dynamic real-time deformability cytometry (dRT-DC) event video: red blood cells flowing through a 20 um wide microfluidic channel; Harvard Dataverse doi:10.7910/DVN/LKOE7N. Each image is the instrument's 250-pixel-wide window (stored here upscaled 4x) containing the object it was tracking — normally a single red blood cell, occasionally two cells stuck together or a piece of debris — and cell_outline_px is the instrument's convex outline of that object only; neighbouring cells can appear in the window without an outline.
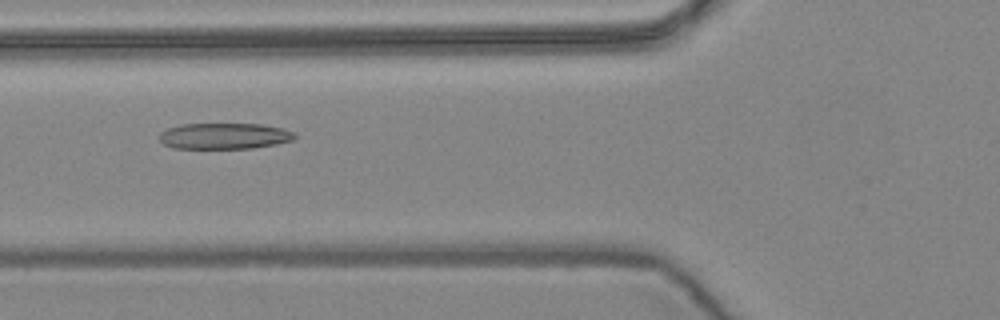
{"species": "common noctule bat (a hibernating species)", "species_latin": "Nyctalus noctula", "temperature_condition": "warm", "stored_images_in_passage": 6, "camera_frame_rate_fps": 3000, "um_per_image_px": 0.085, "animal": {"sex": "female", "body_mass_g": 24.6, "forearm_length_mm": 56.2}, "frame": {"image": 1, "passage_image": 3, "time_ms": 0.667, "image_size_px": [1000, 320], "cell_outline_px": [[296, 136], [292, 140], [276, 144], [252, 148], [172, 148], [164, 144], [160, 140], [160, 132], [168, 128], [180, 124], [260, 124], [280, 128], [296, 132]], "centroid_in_image_um": [19.06, 11.56], "position_along_channel_um": 106.7, "area_um2": 20.46}}
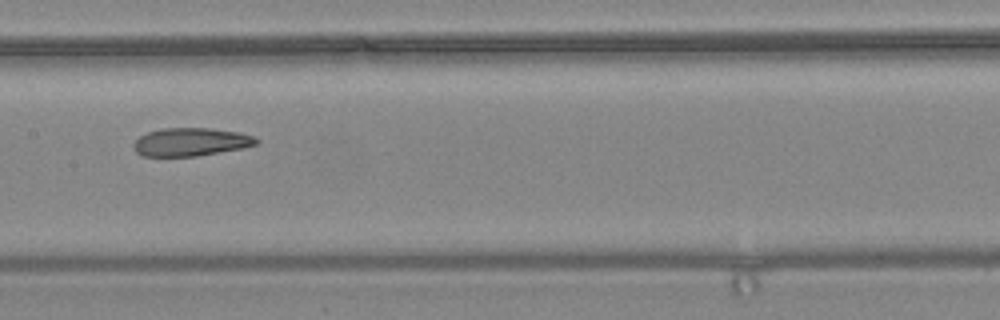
{"frame": {"image": 2, "passage_image": 5, "time_ms": 1.333, "image_size_px": [1000, 320], "cell_outline_px": [[260, 140], [256, 144], [240, 148], [196, 156], [140, 156], [136, 152], [132, 144], [140, 136], [148, 132], [160, 128], [212, 128], [240, 132], [252, 136]], "centroid_in_image_um": [16.18, 12.06], "position_along_channel_um": 191.2, "area_um2": 20.06}}
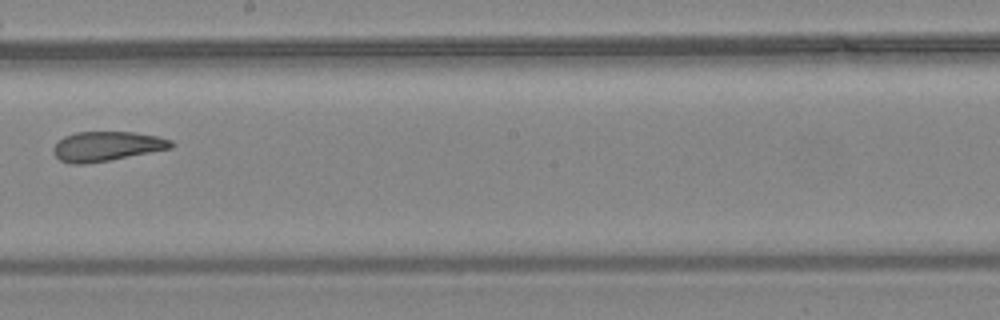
{"frame": {"image": 3, "passage_image": 6, "time_ms": 1.667, "image_size_px": [1000, 320], "cell_outline_px": [[176, 144], [172, 148], [108, 160], [84, 164], [72, 164], [60, 160], [52, 152], [52, 148], [64, 136], [76, 132], [136, 132], [156, 136], [172, 140]], "centroid_in_image_um": [9.08, 12.43], "position_along_channel_um": 239.1, "area_um2": 20.23}}